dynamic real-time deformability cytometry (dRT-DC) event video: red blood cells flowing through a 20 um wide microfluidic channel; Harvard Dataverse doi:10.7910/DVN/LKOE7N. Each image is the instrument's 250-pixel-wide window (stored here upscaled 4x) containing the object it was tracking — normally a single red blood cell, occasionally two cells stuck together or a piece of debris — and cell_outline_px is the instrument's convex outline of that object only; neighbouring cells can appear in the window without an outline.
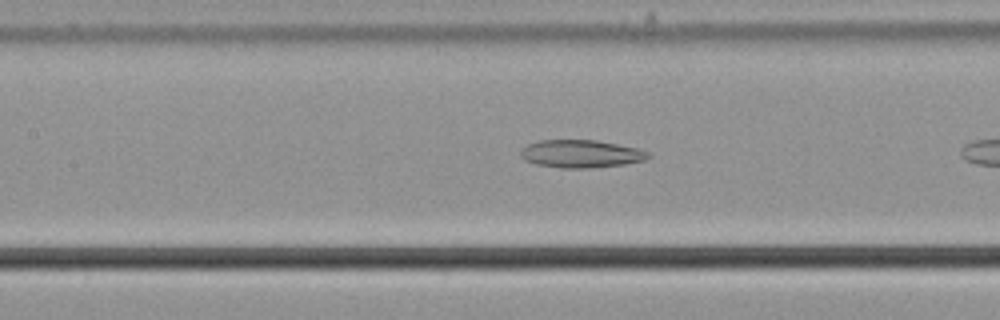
{"species": "common noctule bat (a hibernating species)", "species_latin": "Nyctalus noctula", "temperature_condition": "cold", "stored_images_in_passage": 10, "camera_frame_rate_fps": 3000, "um_per_image_px": 0.085, "animal": {"sex": "male", "body_mass_g": 21.5, "forearm_length_mm": 52.0}, "frame": {"image": 1, "passage_image": 9, "time_ms": 2.667, "image_size_px": [1000, 320], "cell_outline_px": [[652, 156], [644, 160], [624, 164], [588, 168], [560, 168], [536, 164], [524, 160], [520, 156], [520, 148], [528, 144], [540, 140], [596, 140], [636, 148], [648, 152]], "centroid_in_image_um": [49.33, 13.07], "position_along_channel_um": 158.1, "area_um2": 20.63}}